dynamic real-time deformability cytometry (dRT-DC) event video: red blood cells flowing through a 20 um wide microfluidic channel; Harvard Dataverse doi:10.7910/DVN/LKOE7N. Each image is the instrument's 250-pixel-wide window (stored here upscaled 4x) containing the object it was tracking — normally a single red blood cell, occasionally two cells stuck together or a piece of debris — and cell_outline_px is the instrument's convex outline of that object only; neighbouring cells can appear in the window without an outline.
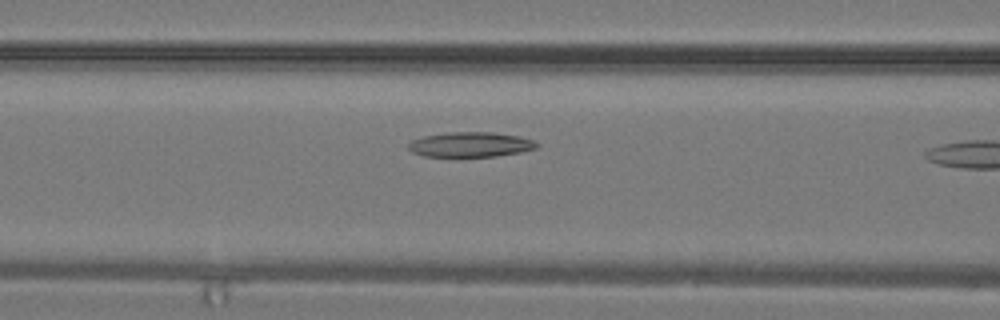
{"species": "common noctule bat (a hibernating species)", "species_latin": "Nyctalus noctula", "temperature_condition": "warm", "stored_images_in_passage": 6, "camera_frame_rate_fps": 3000, "um_per_image_px": 0.085, "animal": {"sex": "male", "body_mass_g": 19.2, "forearm_length_mm": 51.8}, "frame": {"image": 1, "passage_image": 5, "time_ms": 1.333, "image_size_px": [1000, 320], "cell_outline_px": [[540, 144], [536, 148], [520, 152], [496, 156], [424, 156], [412, 152], [408, 148], [408, 144], [412, 140], [424, 136], [448, 132], [492, 132], [520, 136], [536, 140]], "centroid_in_image_um": [40.03, 12.27], "position_along_channel_um": 126.6, "area_um2": 18.67}}